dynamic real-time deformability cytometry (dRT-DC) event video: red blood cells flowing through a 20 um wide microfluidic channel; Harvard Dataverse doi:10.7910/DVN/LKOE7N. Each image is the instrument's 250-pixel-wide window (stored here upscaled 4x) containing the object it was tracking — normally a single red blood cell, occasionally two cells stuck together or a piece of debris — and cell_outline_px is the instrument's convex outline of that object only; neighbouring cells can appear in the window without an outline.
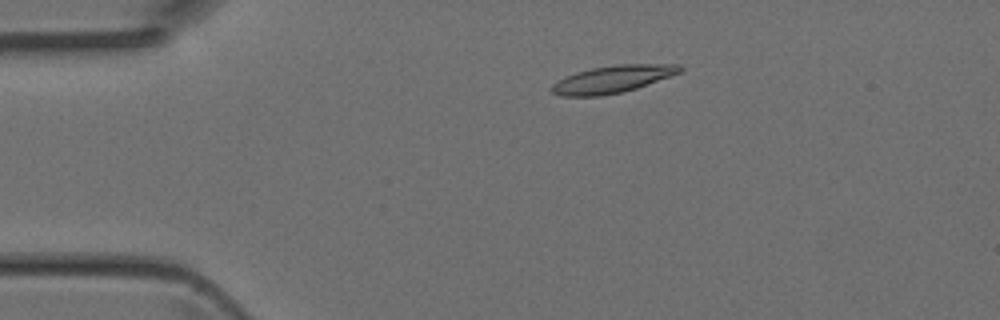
{"species": "Egyptian fruit bat (a non-hibernating species)", "species_latin": "Rousettus aegyptiacus", "temperature_condition": "room temperature", "stored_images_in_passage": 3, "camera_frame_rate_fps": 3000, "um_per_image_px": 0.085, "animal": {"sex": "female"}, "frame": {"image": 1, "passage_image": 2, "time_ms": 0.333, "image_size_px": [1000, 320], "cell_outline_px": [[684, 72], [624, 92], [600, 96], [560, 96], [552, 92], [548, 88], [552, 84], [576, 72], [592, 68], [616, 64], [680, 64], [684, 68]], "centroid_in_image_um": [52.12, 6.73], "position_along_channel_um": 32.9, "area_um2": 20.58}}